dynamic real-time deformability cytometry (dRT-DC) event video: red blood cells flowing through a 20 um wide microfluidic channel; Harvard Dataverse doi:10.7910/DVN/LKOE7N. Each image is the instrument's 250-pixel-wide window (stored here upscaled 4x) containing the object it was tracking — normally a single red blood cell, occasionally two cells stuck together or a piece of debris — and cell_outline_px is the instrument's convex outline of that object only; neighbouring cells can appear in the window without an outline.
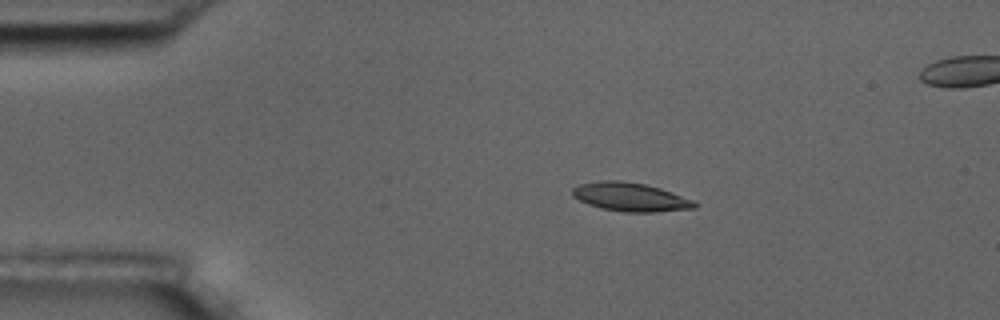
{"species": "common noctule bat (a hibernating species)", "species_latin": "Nyctalus noctula", "temperature_condition": "room temperature", "stored_images_in_passage": 6, "camera_frame_rate_fps": 3000, "um_per_image_px": 0.085, "animal": {"sex": "male", "body_mass_g": 17.5, "forearm_length_mm": 52.3}, "frame": {"image": 1, "passage_image": 3, "time_ms": 3.333, "image_size_px": [1000, 320], "cell_outline_px": [[696, 208], [656, 212], [624, 212], [600, 208], [588, 204], [572, 196], [572, 188], [580, 184], [600, 180], [620, 180], [644, 184], [660, 188], [692, 200], [696, 204]], "centroid_in_image_um": [53.54, 16.74], "position_along_channel_um": 31.5, "area_um2": 20.29}}